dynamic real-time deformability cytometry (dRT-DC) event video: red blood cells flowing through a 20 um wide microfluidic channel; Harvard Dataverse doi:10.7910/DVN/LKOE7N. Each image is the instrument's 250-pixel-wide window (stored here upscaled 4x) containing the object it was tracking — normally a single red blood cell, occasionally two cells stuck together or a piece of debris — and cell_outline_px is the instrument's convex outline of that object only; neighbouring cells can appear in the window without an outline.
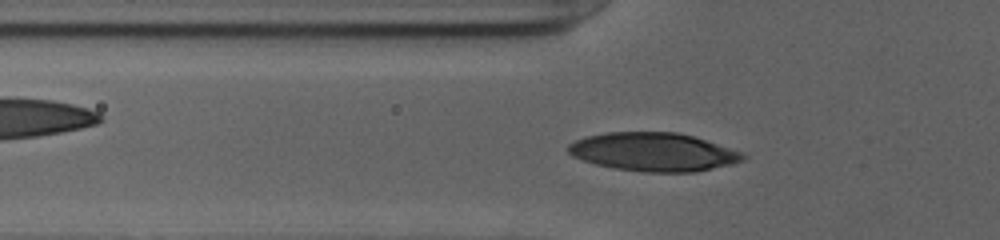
{"species": "human", "species_latin": "Homo sapiens", "temperature_condition": "cold", "stored_images_in_passage": 43, "camera_frame_rate_fps": 3000, "um_per_image_px": 0.085, "donor": {"sex": "female"}, "frame": {"image": 1, "passage_image": 13, "time_ms": 4.0, "image_size_px": [1000, 240], "cell_outline_px": [[748, 156], [744, 160], [732, 164], [696, 172], [644, 172], [616, 168], [596, 164], [572, 156], [568, 152], [568, 144], [576, 140], [588, 136], [608, 132], [676, 132], [692, 136], [744, 152]], "centroid_in_image_um": [55.58, 12.92], "position_along_channel_um": 70.2, "area_um2": 39.07}}
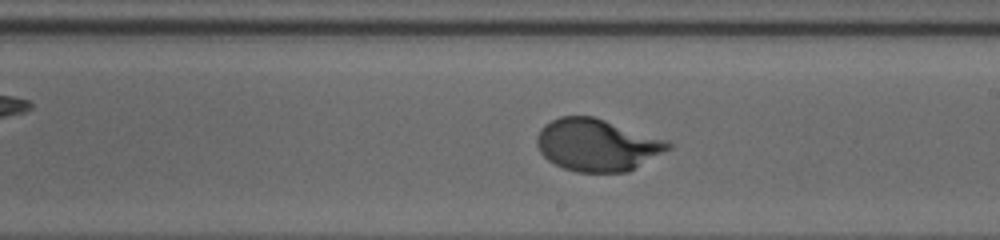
{"frame": {"image": 2, "passage_image": 26, "time_ms": 8.333, "image_size_px": [1000, 240], "cell_outline_px": [[672, 148], [628, 172], [576, 172], [564, 168], [548, 160], [540, 152], [536, 144], [536, 136], [540, 128], [544, 124], [560, 116], [592, 116], [668, 140], [672, 144]], "centroid_in_image_um": [50.74, 12.32], "position_along_channel_um": 238.3, "area_um2": 39.94}}
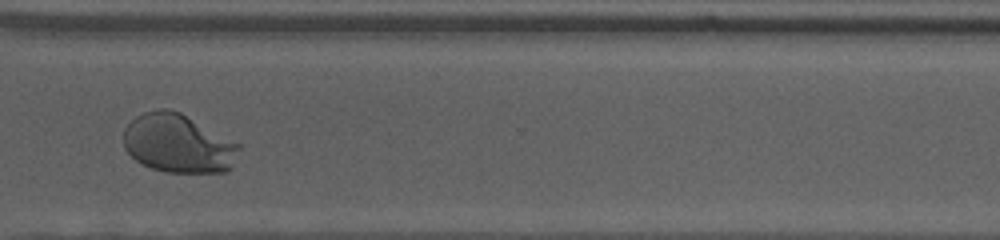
{"frame": {"image": 3, "passage_image": 35, "time_ms": 11.333, "image_size_px": [1000, 240], "cell_outline_px": [[240, 148], [232, 168], [228, 172], [164, 172], [140, 164], [124, 148], [124, 128], [136, 116], [144, 112], [156, 108], [168, 108], [180, 112], [240, 140]], "centroid_in_image_um": [15.21, 12.18], "position_along_channel_um": 355.4, "area_um2": 40.52}, "authors_computed_cell_mechanics": {"area_um2": 39.8242, "velocity_mm_per_s": 3.9006, "shape_relaxation_time_tau1_ms": 3.6139, "shape_relaxation_time_tau2_ms": null, "deformation_change_tau1": 0.2291, "deformation_change_tau2": null}}